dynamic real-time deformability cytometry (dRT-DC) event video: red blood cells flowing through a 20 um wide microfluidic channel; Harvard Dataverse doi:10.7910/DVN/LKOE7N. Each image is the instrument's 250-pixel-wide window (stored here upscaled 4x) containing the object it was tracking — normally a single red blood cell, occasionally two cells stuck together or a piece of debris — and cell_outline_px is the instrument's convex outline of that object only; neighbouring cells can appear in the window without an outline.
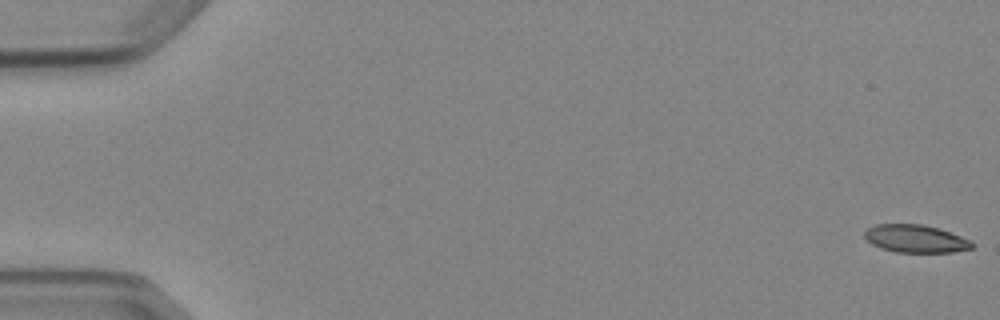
{"species": "Egyptian fruit bat (a non-hibernating species)", "species_latin": "Rousettus aegyptiacus", "temperature_condition": "cold", "stored_images_in_passage": 7, "camera_frame_rate_fps": 3000, "um_per_image_px": 0.085, "animal": {"sex": "female"}, "frame": {"image": 1, "passage_image": 1, "time_ms": 0.0, "image_size_px": [1000, 320], "cell_outline_px": [[976, 244], [972, 248], [952, 252], [896, 252], [880, 248], [872, 244], [864, 236], [864, 232], [868, 228], [876, 224], [920, 224], [940, 228], [972, 240]], "centroid_in_image_um": [77.86, 20.29], "position_along_channel_um": 7.1, "area_um2": 17.51}}
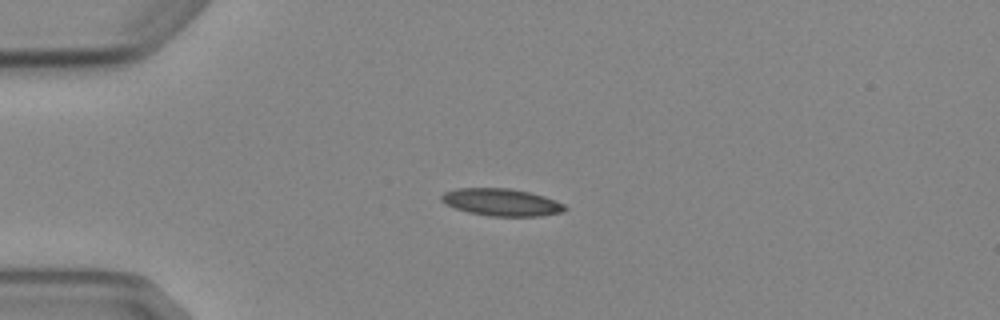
{"frame": {"image": 2, "passage_image": 4, "time_ms": 4.333, "image_size_px": [1000, 320], "cell_outline_px": [[568, 208], [564, 212], [540, 216], [492, 216], [468, 212], [444, 204], [440, 200], [440, 196], [444, 192], [456, 188], [508, 188], [528, 192], [544, 196], [556, 200], [564, 204]], "centroid_in_image_um": [42.62, 17.19], "position_along_channel_um": 42.4, "area_um2": 19.71}}
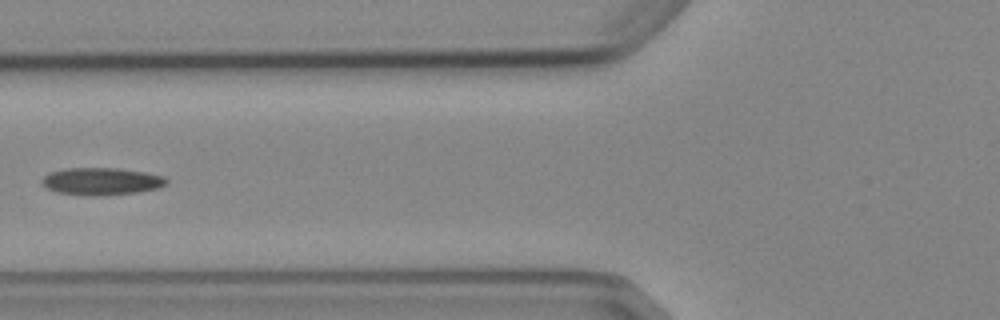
{"frame": {"image": 3, "passage_image": 6, "time_ms": 7.0, "image_size_px": [1000, 320], "cell_outline_px": [[168, 184], [160, 188], [136, 192], [100, 196], [88, 196], [56, 192], [40, 184], [40, 180], [48, 172], [64, 168], [116, 168], [144, 172], [164, 176], [168, 180]], "centroid_in_image_um": [8.6, 15.41], "position_along_channel_um": 117.2, "area_um2": 20.11}}